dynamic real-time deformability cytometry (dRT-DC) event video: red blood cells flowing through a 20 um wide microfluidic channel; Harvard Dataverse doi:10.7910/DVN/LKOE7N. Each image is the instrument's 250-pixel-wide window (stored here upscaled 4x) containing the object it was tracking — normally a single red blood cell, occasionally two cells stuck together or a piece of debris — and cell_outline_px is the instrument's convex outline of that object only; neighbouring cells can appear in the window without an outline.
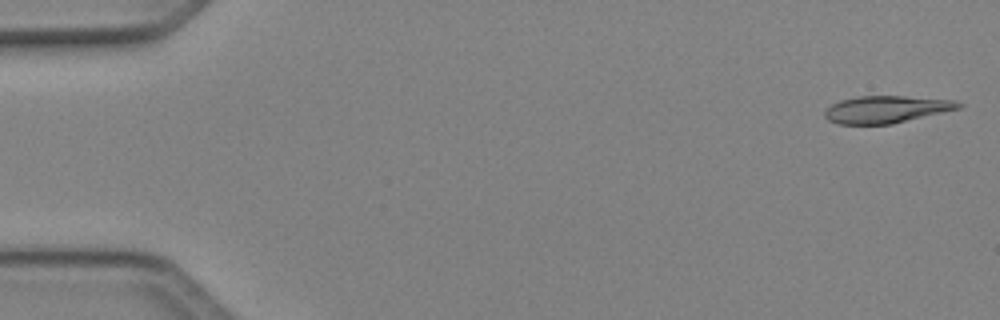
{"species": "Egyptian fruit bat (a non-hibernating species)", "species_latin": "Rousettus aegyptiacus", "temperature_condition": "cold", "stored_images_in_passage": 49, "camera_frame_rate_fps": 3000, "um_per_image_px": 0.085, "animal": {"sex": "female"}, "frame": {"image": 1, "passage_image": 1, "time_ms": 0.0, "image_size_px": [1000, 320], "cell_outline_px": [[964, 104], [960, 108], [892, 124], [840, 124], [828, 120], [824, 116], [824, 112], [832, 104], [840, 100], [860, 96], [904, 96], [956, 100]], "centroid_in_image_um": [75.35, 9.29], "position_along_channel_um": 9.7, "area_um2": 21.1}}
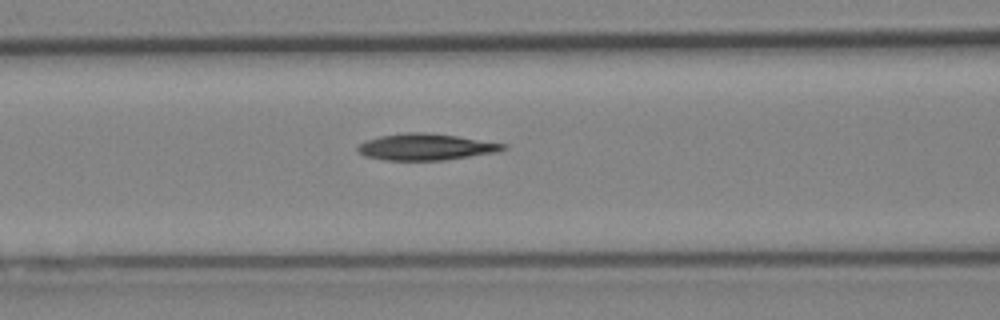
{"frame": {"image": 2, "passage_image": 20, "time_ms": 6.333, "image_size_px": [1000, 320], "cell_outline_px": [[508, 148], [496, 152], [444, 160], [384, 160], [364, 156], [356, 148], [360, 144], [368, 140], [380, 136], [408, 132], [424, 132], [456, 136], [508, 144]], "centroid_in_image_um": [36.22, 12.49], "position_along_channel_um": 130.4, "area_um2": 22.25}}
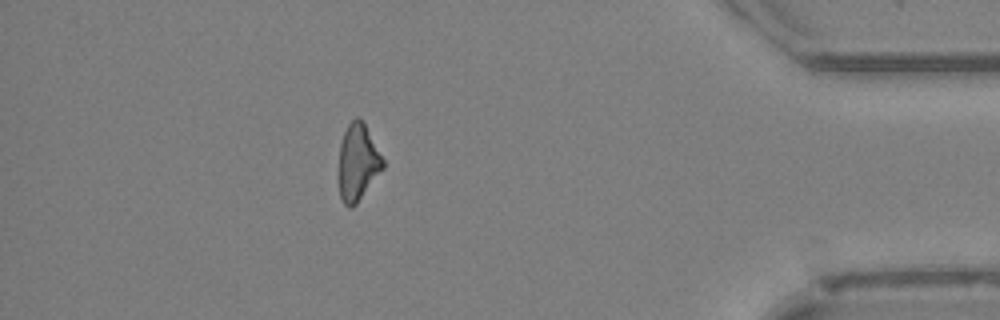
{"frame": {"image": 3, "passage_image": 43, "time_ms": 14.0, "image_size_px": [1000, 320], "cell_outline_px": [[384, 168], [356, 204], [352, 208], [348, 208], [344, 204], [340, 196], [340, 144], [344, 132], [348, 124], [356, 116], [364, 124], [384, 160]], "centroid_in_image_um": [30.42, 13.82], "position_along_channel_um": 404.8, "area_um2": 19.25}, "authors_computed_cell_mechanics": {"area_um2": 21.6172, "velocity_mm_per_s": 4.1378, "shape_relaxation_time_tau1_ms": 6.8587, "shape_relaxation_time_tau2_ms": null, "deformation_change_tau1": 0.1591, "deformation_change_tau2": null}}